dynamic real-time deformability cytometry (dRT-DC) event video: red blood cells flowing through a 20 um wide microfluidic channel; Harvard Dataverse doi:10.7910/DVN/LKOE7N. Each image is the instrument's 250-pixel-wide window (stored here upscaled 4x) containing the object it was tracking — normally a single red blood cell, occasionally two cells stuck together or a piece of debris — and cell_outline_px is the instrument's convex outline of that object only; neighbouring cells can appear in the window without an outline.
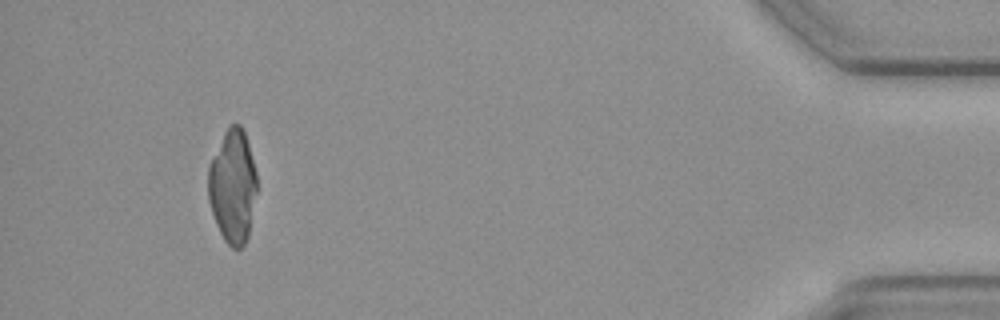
{"species": "common noctule bat (a hibernating species)", "species_latin": "Nyctalus noctula", "temperature_condition": "cold", "stored_images_in_passage": 56, "camera_frame_rate_fps": 3000, "um_per_image_px": 0.085, "animal": {"sex": "female", "body_mass_g": 19.3, "forearm_length_mm": 54.1}, "frame": {"image": 1, "passage_image": 52, "time_ms": 17.0, "image_size_px": [1000, 320], "cell_outline_px": [[256, 192], [248, 236], [244, 244], [240, 248], [232, 248], [224, 240], [216, 224], [208, 200], [208, 168], [224, 132], [228, 124], [240, 124], [244, 132], [248, 144], [256, 172]], "centroid_in_image_um": [19.77, 15.84], "position_along_channel_um": 415.4, "area_um2": 31.91}}